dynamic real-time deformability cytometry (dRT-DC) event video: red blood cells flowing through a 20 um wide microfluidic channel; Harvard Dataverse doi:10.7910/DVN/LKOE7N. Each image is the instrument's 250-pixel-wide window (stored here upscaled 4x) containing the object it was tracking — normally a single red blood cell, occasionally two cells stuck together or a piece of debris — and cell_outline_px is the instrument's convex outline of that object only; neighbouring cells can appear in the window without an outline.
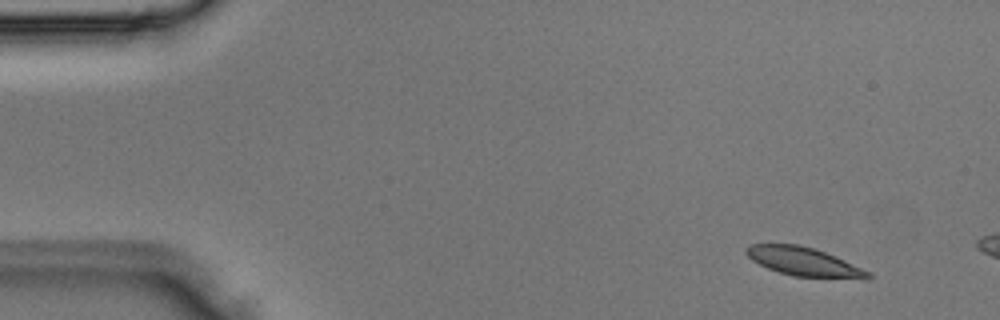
{"species": "Egyptian fruit bat (a non-hibernating species)", "species_latin": "Rousettus aegyptiacus", "temperature_condition": "room temperature", "stored_images_in_passage": 3, "camera_frame_rate_fps": 3000, "um_per_image_px": 0.085, "animal": {"sex": "male"}, "frame": {"image": 1, "passage_image": 1, "time_ms": 0.0, "image_size_px": [1000, 320], "cell_outline_px": [[872, 276], [868, 280], [792, 276], [768, 268], [752, 260], [744, 252], [744, 248], [752, 244], [800, 244], [836, 256], [868, 272]], "centroid_in_image_um": [68.33, 22.25], "position_along_channel_um": 16.7, "area_um2": 20.35}}